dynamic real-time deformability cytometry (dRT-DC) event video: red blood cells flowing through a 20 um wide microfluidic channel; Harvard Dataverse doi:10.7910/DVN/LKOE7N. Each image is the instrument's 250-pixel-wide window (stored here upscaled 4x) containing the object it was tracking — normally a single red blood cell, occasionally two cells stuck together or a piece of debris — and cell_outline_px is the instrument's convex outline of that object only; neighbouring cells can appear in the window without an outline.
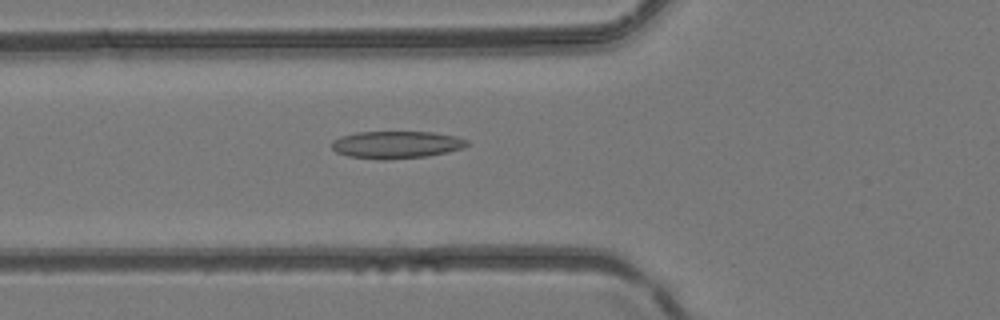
{"species": "common noctule bat (a hibernating species)", "species_latin": "Nyctalus noctula", "temperature_condition": "room temperature", "stored_images_in_passage": 33, "camera_frame_rate_fps": 3000, "um_per_image_px": 0.085, "animal": {"sex": "female", "body_mass_g": 24.6, "forearm_length_mm": 56.2}, "frame": {"image": 1, "passage_image": 18, "time_ms": 5.667, "image_size_px": [1000, 320], "cell_outline_px": [[468, 144], [464, 148], [448, 152], [428, 156], [388, 160], [380, 160], [348, 156], [336, 152], [332, 148], [332, 140], [340, 136], [356, 132], [432, 132], [456, 136], [468, 140]], "centroid_in_image_um": [33.69, 12.3], "position_along_channel_um": 92.1, "area_um2": 21.79}}
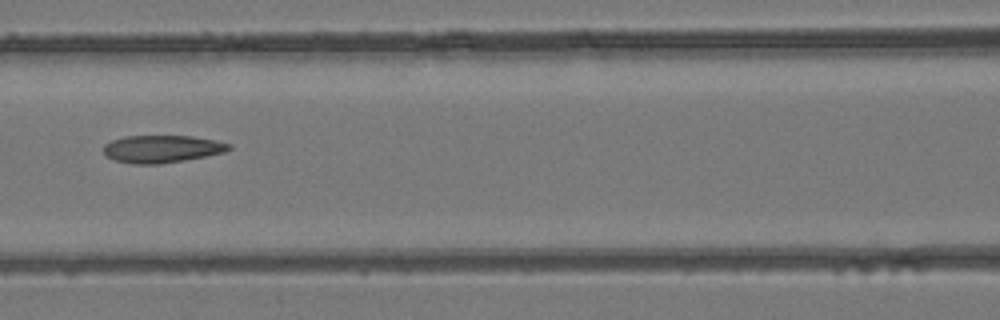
{"frame": {"image": 2, "passage_image": 22, "time_ms": 7.0, "image_size_px": [1000, 320], "cell_outline_px": [[232, 148], [224, 152], [204, 156], [160, 164], [132, 164], [116, 160], [108, 156], [104, 152], [104, 144], [112, 140], [124, 136], [192, 136], [216, 140], [232, 144]], "centroid_in_image_um": [13.78, 12.65], "position_along_channel_um": 152.8, "area_um2": 19.94}}
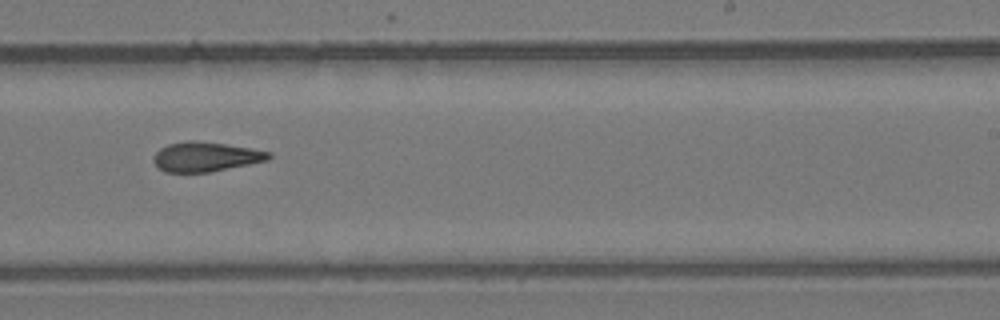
{"frame": {"image": 3, "passage_image": 30, "time_ms": 9.667, "image_size_px": [1000, 320], "cell_outline_px": [[272, 156], [268, 160], [212, 172], [164, 172], [152, 160], [156, 152], [160, 148], [168, 144], [188, 140], [196, 140], [252, 148], [272, 152]], "centroid_in_image_um": [17.5, 13.32], "position_along_channel_um": 271.5, "area_um2": 19.94}}